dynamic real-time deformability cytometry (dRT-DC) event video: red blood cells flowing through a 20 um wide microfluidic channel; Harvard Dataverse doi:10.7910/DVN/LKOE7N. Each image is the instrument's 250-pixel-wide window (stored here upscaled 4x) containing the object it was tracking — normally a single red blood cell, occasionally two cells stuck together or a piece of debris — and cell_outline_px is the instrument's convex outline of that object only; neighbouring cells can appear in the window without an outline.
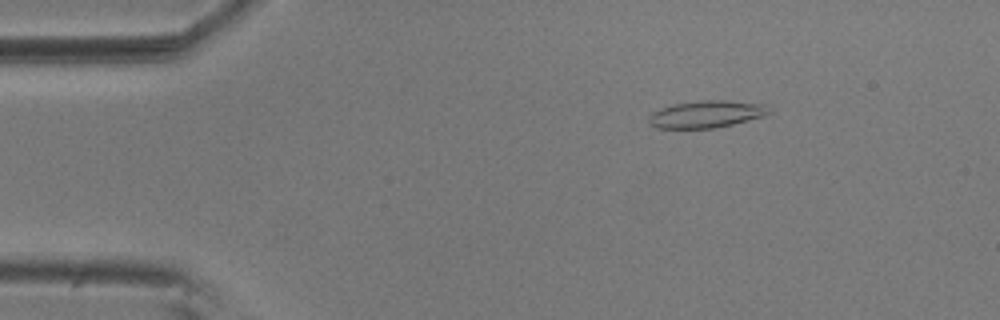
{"species": "common noctule bat (a hibernating species)", "species_latin": "Nyctalus noctula", "temperature_condition": "room temperature", "stored_images_in_passage": 41, "camera_frame_rate_fps": 3000, "um_per_image_px": 0.085, "animal": {"sex": "male", "body_mass_g": 20.5, "forearm_length_mm": 52.5}, "frame": {"image": 1, "passage_image": 1, "time_ms": 0.0, "image_size_px": [1000, 320], "cell_outline_px": [[772, 112], [764, 116], [716, 128], [656, 128], [648, 120], [648, 116], [652, 112], [660, 108], [672, 104], [700, 100], [728, 100], [764, 104]], "centroid_in_image_um": [60.03, 9.69], "position_along_channel_um": 25.0, "area_um2": 19.07}}
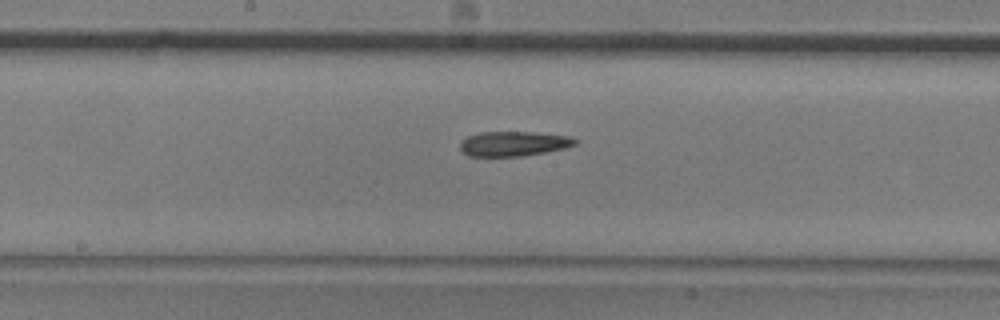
{"frame": {"image": 2, "passage_image": 21, "time_ms": 6.667, "image_size_px": [1000, 320], "cell_outline_px": [[576, 144], [564, 148], [544, 152], [520, 156], [468, 156], [460, 148], [460, 144], [468, 136], [480, 132], [532, 132], [568, 136], [576, 140]], "centroid_in_image_um": [43.63, 12.21], "position_along_channel_um": 204.6, "area_um2": 16.3}}
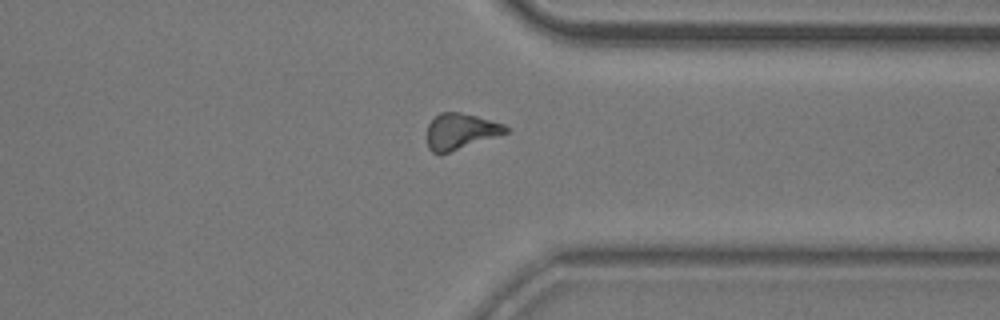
{"frame": {"image": 3, "passage_image": 35, "time_ms": 11.333, "image_size_px": [1000, 320], "cell_outline_px": [[508, 132], [448, 152], [432, 152], [428, 148], [428, 124], [440, 112], [460, 112], [476, 116], [504, 124], [508, 128]], "centroid_in_image_um": [39.13, 11.14], "position_along_channel_um": 372.3, "area_um2": 15.95}, "authors_computed_cell_mechanics": {"area_um2": 16.8198, "velocity_mm_per_s": 3.6443, "shape_relaxation_time_tau1_ms": 3.7142, "shape_relaxation_time_tau2_ms": 6.0521, "deformation_change_tau1": 0.1311, "deformation_change_tau2": 0.1608}}